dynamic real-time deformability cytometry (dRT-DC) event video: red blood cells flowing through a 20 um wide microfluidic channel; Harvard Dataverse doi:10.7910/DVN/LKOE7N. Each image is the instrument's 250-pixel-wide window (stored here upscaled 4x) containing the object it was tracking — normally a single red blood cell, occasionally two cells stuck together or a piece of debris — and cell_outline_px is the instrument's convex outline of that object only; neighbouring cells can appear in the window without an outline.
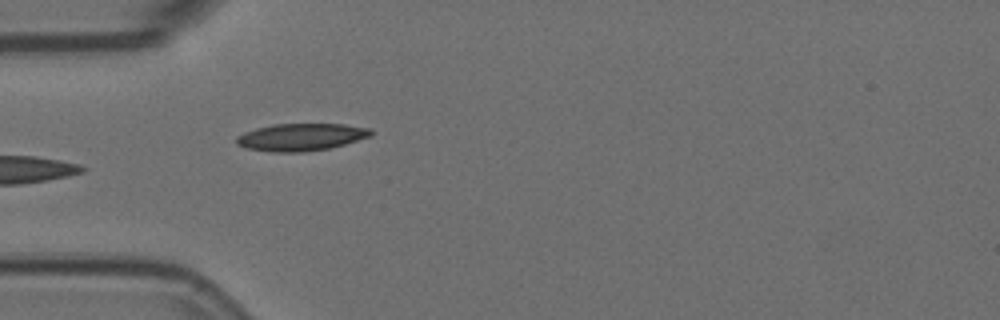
{"species": "Egyptian fruit bat (a non-hibernating species)", "species_latin": "Rousettus aegyptiacus", "temperature_condition": "room temperature", "stored_images_in_passage": 29, "camera_frame_rate_fps": 3000, "um_per_image_px": 0.085, "animal": {"sex": "female"}, "frame": {"image": 1, "passage_image": 1, "time_ms": 0.0, "image_size_px": [1000, 320], "cell_outline_px": [[376, 132], [372, 136], [344, 144], [328, 148], [300, 152], [272, 152], [248, 148], [236, 144], [236, 136], [244, 132], [256, 128], [272, 124], [344, 124], [372, 128]], "centroid_in_image_um": [25.62, 11.64], "position_along_channel_um": 59.4, "area_um2": 21.5}, "authors_computed_cell_mechanics": {"area_um2": 21.675, "velocity_mm_per_s": 3.6019, "shape_relaxation_time_tau1_ms": 6.4635, "shape_relaxation_time_tau2_ms": 1.138, "deformation_change_tau1": 0.168, "deformation_change_tau2": 0.0335}}